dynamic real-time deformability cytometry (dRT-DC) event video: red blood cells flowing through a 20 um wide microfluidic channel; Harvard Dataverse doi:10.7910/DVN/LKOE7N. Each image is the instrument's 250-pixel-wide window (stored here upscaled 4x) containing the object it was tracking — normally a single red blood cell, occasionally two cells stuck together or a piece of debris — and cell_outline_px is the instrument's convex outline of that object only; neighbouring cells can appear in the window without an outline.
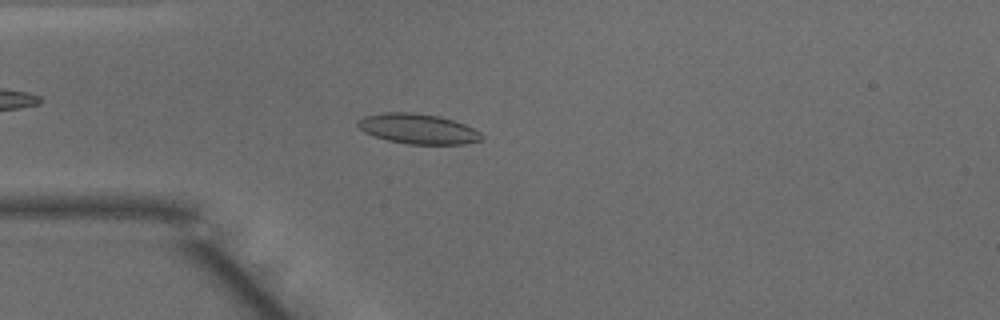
{"species": "common noctule bat (a hibernating species)", "species_latin": "Nyctalus noctula", "temperature_condition": "warm", "stored_images_in_passage": 45, "camera_frame_rate_fps": 3000, "um_per_image_px": 0.085, "animal": {"sex": "male", "body_mass_g": 15.6}, "frame": {"image": 1, "passage_image": 9, "time_ms": 2.667, "image_size_px": [1000, 320], "cell_outline_px": [[484, 140], [464, 144], [408, 144], [388, 140], [364, 132], [356, 124], [356, 120], [364, 116], [384, 112], [412, 112], [440, 116], [464, 124], [480, 132], [484, 136]], "centroid_in_image_um": [35.53, 10.94], "position_along_channel_um": 49.5, "area_um2": 21.79}}
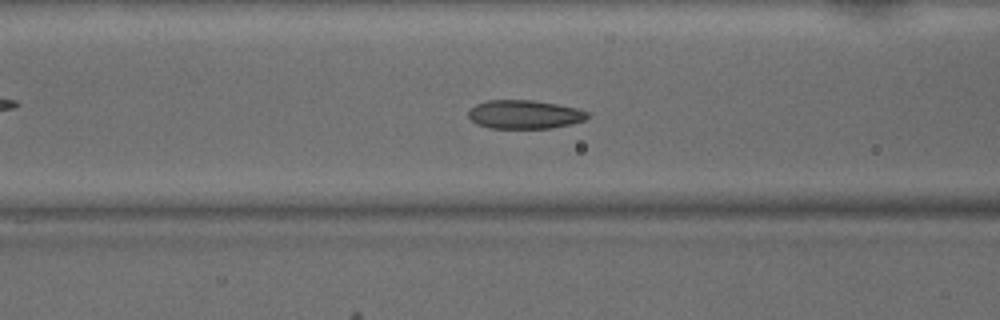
{"frame": {"image": 2, "passage_image": 15, "time_ms": 4.667, "image_size_px": [1000, 320], "cell_outline_px": [[588, 116], [584, 120], [552, 128], [488, 128], [476, 124], [468, 116], [468, 112], [476, 104], [488, 100], [532, 100], [556, 104], [576, 108], [588, 112]], "centroid_in_image_um": [44.54, 9.73], "position_along_channel_um": 122.1, "area_um2": 19.71}}
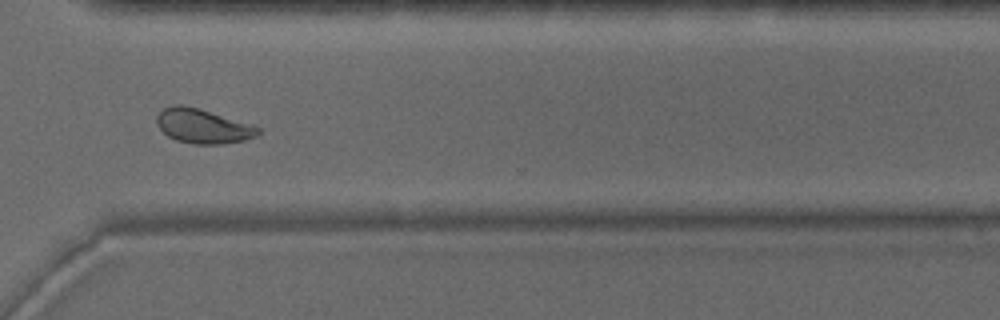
{"frame": {"image": 3, "passage_image": 32, "time_ms": 10.333, "image_size_px": [1000, 320], "cell_outline_px": [[260, 132], [256, 136], [244, 140], [220, 144], [192, 144], [176, 140], [168, 136], [156, 124], [156, 116], [164, 108], [172, 104], [180, 104], [200, 108], [252, 124], [260, 128]], "centroid_in_image_um": [17.23, 10.71], "position_along_channel_um": 353.4, "area_um2": 20.46}, "authors_computed_cell_mechanics": {"area_um2": 20.4612, "velocity_mm_per_s": 4.0829, "shape_relaxation_time_tau1_ms": 3.8336, "shape_relaxation_time_tau2_ms": 1.0904, "deformation_change_tau1": 0.1334, "deformation_change_tau2": 0.0577}}